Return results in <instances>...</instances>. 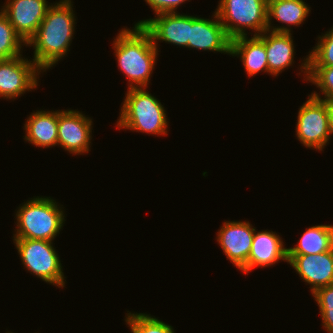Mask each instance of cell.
<instances>
[{"label": "cell", "instance_id": "6da1fadb", "mask_svg": "<svg viewBox=\"0 0 333 333\" xmlns=\"http://www.w3.org/2000/svg\"><path fill=\"white\" fill-rule=\"evenodd\" d=\"M54 4V5H53ZM48 9L36 34L26 46H33L32 61L43 71L51 69L69 50L74 37L75 14L71 0H60Z\"/></svg>", "mask_w": 333, "mask_h": 333}, {"label": "cell", "instance_id": "7a4b0ae2", "mask_svg": "<svg viewBox=\"0 0 333 333\" xmlns=\"http://www.w3.org/2000/svg\"><path fill=\"white\" fill-rule=\"evenodd\" d=\"M113 42L119 69L129 81L128 88H146L158 56L150 34L135 25L133 29H121Z\"/></svg>", "mask_w": 333, "mask_h": 333}, {"label": "cell", "instance_id": "3957f363", "mask_svg": "<svg viewBox=\"0 0 333 333\" xmlns=\"http://www.w3.org/2000/svg\"><path fill=\"white\" fill-rule=\"evenodd\" d=\"M63 207L50 197H34L18 207L13 239L53 241L65 222Z\"/></svg>", "mask_w": 333, "mask_h": 333}, {"label": "cell", "instance_id": "277c9868", "mask_svg": "<svg viewBox=\"0 0 333 333\" xmlns=\"http://www.w3.org/2000/svg\"><path fill=\"white\" fill-rule=\"evenodd\" d=\"M142 88H128L117 121L118 129L166 135V110L159 100Z\"/></svg>", "mask_w": 333, "mask_h": 333}, {"label": "cell", "instance_id": "5b68a950", "mask_svg": "<svg viewBox=\"0 0 333 333\" xmlns=\"http://www.w3.org/2000/svg\"><path fill=\"white\" fill-rule=\"evenodd\" d=\"M268 0H220L215 10L228 37L247 36L248 28L259 36L267 30Z\"/></svg>", "mask_w": 333, "mask_h": 333}, {"label": "cell", "instance_id": "8992f818", "mask_svg": "<svg viewBox=\"0 0 333 333\" xmlns=\"http://www.w3.org/2000/svg\"><path fill=\"white\" fill-rule=\"evenodd\" d=\"M22 264L34 275L55 287H65V276L52 241L13 239Z\"/></svg>", "mask_w": 333, "mask_h": 333}, {"label": "cell", "instance_id": "52a82bcc", "mask_svg": "<svg viewBox=\"0 0 333 333\" xmlns=\"http://www.w3.org/2000/svg\"><path fill=\"white\" fill-rule=\"evenodd\" d=\"M296 136L306 148L323 151L330 140L328 101L311 95L299 108Z\"/></svg>", "mask_w": 333, "mask_h": 333}, {"label": "cell", "instance_id": "ba28073f", "mask_svg": "<svg viewBox=\"0 0 333 333\" xmlns=\"http://www.w3.org/2000/svg\"><path fill=\"white\" fill-rule=\"evenodd\" d=\"M21 56L0 60V97L4 99L13 100L38 86L37 78L42 70Z\"/></svg>", "mask_w": 333, "mask_h": 333}, {"label": "cell", "instance_id": "9c48e42d", "mask_svg": "<svg viewBox=\"0 0 333 333\" xmlns=\"http://www.w3.org/2000/svg\"><path fill=\"white\" fill-rule=\"evenodd\" d=\"M255 229L249 221H225L217 232L216 240L227 259L246 274Z\"/></svg>", "mask_w": 333, "mask_h": 333}, {"label": "cell", "instance_id": "30bf717a", "mask_svg": "<svg viewBox=\"0 0 333 333\" xmlns=\"http://www.w3.org/2000/svg\"><path fill=\"white\" fill-rule=\"evenodd\" d=\"M92 119L77 110L58 111L57 145L71 154L82 155L90 151Z\"/></svg>", "mask_w": 333, "mask_h": 333}, {"label": "cell", "instance_id": "8fae6325", "mask_svg": "<svg viewBox=\"0 0 333 333\" xmlns=\"http://www.w3.org/2000/svg\"><path fill=\"white\" fill-rule=\"evenodd\" d=\"M46 0H7L2 13L8 18L15 32L27 44L36 34L52 3Z\"/></svg>", "mask_w": 333, "mask_h": 333}, {"label": "cell", "instance_id": "7c38bea8", "mask_svg": "<svg viewBox=\"0 0 333 333\" xmlns=\"http://www.w3.org/2000/svg\"><path fill=\"white\" fill-rule=\"evenodd\" d=\"M156 16L153 19L140 20L135 25L142 26L150 34L157 50L158 41L187 48L190 39V15L177 12Z\"/></svg>", "mask_w": 333, "mask_h": 333}, {"label": "cell", "instance_id": "4fadbf2b", "mask_svg": "<svg viewBox=\"0 0 333 333\" xmlns=\"http://www.w3.org/2000/svg\"><path fill=\"white\" fill-rule=\"evenodd\" d=\"M214 19L190 16V39L188 47L231 55V39L228 37L216 12Z\"/></svg>", "mask_w": 333, "mask_h": 333}, {"label": "cell", "instance_id": "5bb4252c", "mask_svg": "<svg viewBox=\"0 0 333 333\" xmlns=\"http://www.w3.org/2000/svg\"><path fill=\"white\" fill-rule=\"evenodd\" d=\"M291 267L313 294L317 289L333 283V249L313 255H287Z\"/></svg>", "mask_w": 333, "mask_h": 333}, {"label": "cell", "instance_id": "9a60e30c", "mask_svg": "<svg viewBox=\"0 0 333 333\" xmlns=\"http://www.w3.org/2000/svg\"><path fill=\"white\" fill-rule=\"evenodd\" d=\"M256 232L255 230L247 261V273L255 267H271L279 260L288 262L287 248L284 247L281 237L276 232H270V230Z\"/></svg>", "mask_w": 333, "mask_h": 333}, {"label": "cell", "instance_id": "2e32d148", "mask_svg": "<svg viewBox=\"0 0 333 333\" xmlns=\"http://www.w3.org/2000/svg\"><path fill=\"white\" fill-rule=\"evenodd\" d=\"M231 55L241 58L249 77L260 71L270 74L266 58L265 31L259 36H242L231 40Z\"/></svg>", "mask_w": 333, "mask_h": 333}, {"label": "cell", "instance_id": "e0dca14e", "mask_svg": "<svg viewBox=\"0 0 333 333\" xmlns=\"http://www.w3.org/2000/svg\"><path fill=\"white\" fill-rule=\"evenodd\" d=\"M24 140L37 147L48 148L57 145L58 110H37L30 114L24 124Z\"/></svg>", "mask_w": 333, "mask_h": 333}, {"label": "cell", "instance_id": "ac0fdd59", "mask_svg": "<svg viewBox=\"0 0 333 333\" xmlns=\"http://www.w3.org/2000/svg\"><path fill=\"white\" fill-rule=\"evenodd\" d=\"M291 32L265 31V49L268 69L272 76L279 75L294 63V41Z\"/></svg>", "mask_w": 333, "mask_h": 333}, {"label": "cell", "instance_id": "d6986e66", "mask_svg": "<svg viewBox=\"0 0 333 333\" xmlns=\"http://www.w3.org/2000/svg\"><path fill=\"white\" fill-rule=\"evenodd\" d=\"M310 12V7L303 0H268L267 30L272 32H291V25L304 23ZM272 18L287 26H271Z\"/></svg>", "mask_w": 333, "mask_h": 333}, {"label": "cell", "instance_id": "ffe728a7", "mask_svg": "<svg viewBox=\"0 0 333 333\" xmlns=\"http://www.w3.org/2000/svg\"><path fill=\"white\" fill-rule=\"evenodd\" d=\"M333 249V225H316L302 234L295 247L287 248V255H313Z\"/></svg>", "mask_w": 333, "mask_h": 333}, {"label": "cell", "instance_id": "44dd1931", "mask_svg": "<svg viewBox=\"0 0 333 333\" xmlns=\"http://www.w3.org/2000/svg\"><path fill=\"white\" fill-rule=\"evenodd\" d=\"M333 27V26H332ZM317 45L304 58L300 70L304 73V80L308 77V66H333V28L322 36H318Z\"/></svg>", "mask_w": 333, "mask_h": 333}, {"label": "cell", "instance_id": "7402d4cb", "mask_svg": "<svg viewBox=\"0 0 333 333\" xmlns=\"http://www.w3.org/2000/svg\"><path fill=\"white\" fill-rule=\"evenodd\" d=\"M23 43V44H22ZM23 39L15 32L8 18L0 10V60H8L22 54Z\"/></svg>", "mask_w": 333, "mask_h": 333}, {"label": "cell", "instance_id": "603a6c76", "mask_svg": "<svg viewBox=\"0 0 333 333\" xmlns=\"http://www.w3.org/2000/svg\"><path fill=\"white\" fill-rule=\"evenodd\" d=\"M125 322L131 333H175L173 327L145 313H126Z\"/></svg>", "mask_w": 333, "mask_h": 333}, {"label": "cell", "instance_id": "cb8c5ba5", "mask_svg": "<svg viewBox=\"0 0 333 333\" xmlns=\"http://www.w3.org/2000/svg\"><path fill=\"white\" fill-rule=\"evenodd\" d=\"M307 81L316 85L324 94L322 98L321 94L314 91L311 96L328 102L333 101V66H308Z\"/></svg>", "mask_w": 333, "mask_h": 333}, {"label": "cell", "instance_id": "d4e9b609", "mask_svg": "<svg viewBox=\"0 0 333 333\" xmlns=\"http://www.w3.org/2000/svg\"><path fill=\"white\" fill-rule=\"evenodd\" d=\"M312 295L319 307L323 328L333 333V283L317 289Z\"/></svg>", "mask_w": 333, "mask_h": 333}, {"label": "cell", "instance_id": "484cf974", "mask_svg": "<svg viewBox=\"0 0 333 333\" xmlns=\"http://www.w3.org/2000/svg\"><path fill=\"white\" fill-rule=\"evenodd\" d=\"M188 0H145L156 15L177 13V8Z\"/></svg>", "mask_w": 333, "mask_h": 333}, {"label": "cell", "instance_id": "4316f807", "mask_svg": "<svg viewBox=\"0 0 333 333\" xmlns=\"http://www.w3.org/2000/svg\"><path fill=\"white\" fill-rule=\"evenodd\" d=\"M330 134H333V101L328 102Z\"/></svg>", "mask_w": 333, "mask_h": 333}]
</instances>
